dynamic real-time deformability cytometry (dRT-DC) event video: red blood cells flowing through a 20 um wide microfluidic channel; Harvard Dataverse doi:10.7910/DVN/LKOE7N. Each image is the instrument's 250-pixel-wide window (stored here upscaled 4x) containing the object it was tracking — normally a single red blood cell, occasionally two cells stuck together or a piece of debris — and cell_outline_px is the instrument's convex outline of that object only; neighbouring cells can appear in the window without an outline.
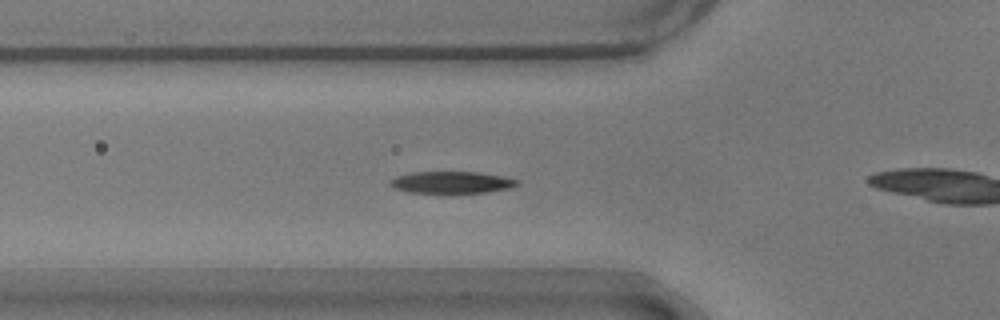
{"species": "common noctule bat (a hibernating species)", "species_latin": "Nyctalus noctula", "temperature_condition": "warm", "stored_images_in_passage": 23, "camera_frame_rate_fps": 3000, "um_per_image_px": 0.085, "animal": {"sex": "male", "body_mass_g": 17.9}, "frame": {"image": 1, "passage_image": 3, "time_ms": 0.667, "image_size_px": [1000, 320], "cell_outline_px": [[520, 184], [508, 188], [488, 192], [408, 192], [392, 188], [388, 184], [388, 180], [396, 176], [412, 172], [480, 172], [504, 176], [520, 180]], "centroid_in_image_um": [38.37, 15.49], "position_along_channel_um": 87.4, "area_um2": 16.24}}
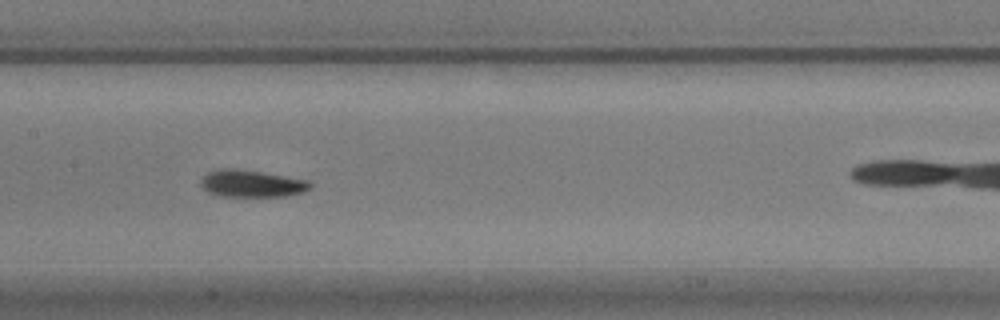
{"frame": {"image": 2, "passage_image": 11, "time_ms": 3.333, "image_size_px": [1000, 320], "cell_outline_px": [[312, 184], [304, 192], [284, 196], [216, 196], [208, 192], [200, 184], [200, 180], [208, 172], [220, 168], [236, 168], [308, 180]], "centroid_in_image_um": [21.34, 15.6], "position_along_channel_um": 186.1, "area_um2": 17.17}}
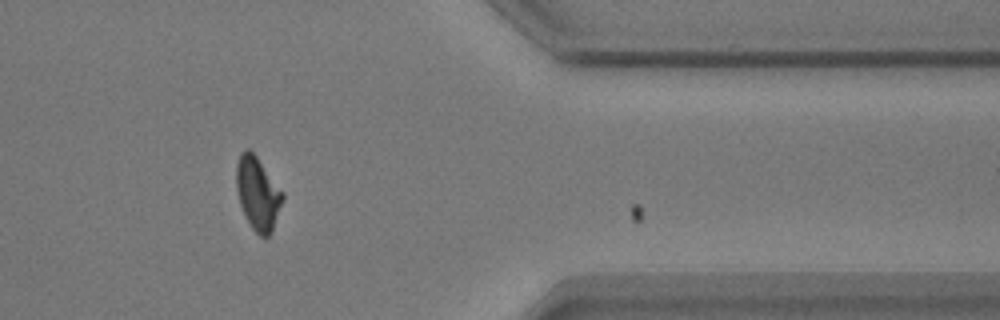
{"frame": {"image": 3, "passage_image": 22, "time_ms": 7.0, "image_size_px": [1000, 320], "cell_outline_px": [[284, 200], [272, 228], [268, 236], [260, 236], [252, 228], [240, 204], [236, 188], [236, 164], [240, 152], [244, 148], [248, 148], [256, 156], [284, 192]], "centroid_in_image_um": [21.9, 16.39], "position_along_channel_um": 389.5, "area_um2": 19.54}}